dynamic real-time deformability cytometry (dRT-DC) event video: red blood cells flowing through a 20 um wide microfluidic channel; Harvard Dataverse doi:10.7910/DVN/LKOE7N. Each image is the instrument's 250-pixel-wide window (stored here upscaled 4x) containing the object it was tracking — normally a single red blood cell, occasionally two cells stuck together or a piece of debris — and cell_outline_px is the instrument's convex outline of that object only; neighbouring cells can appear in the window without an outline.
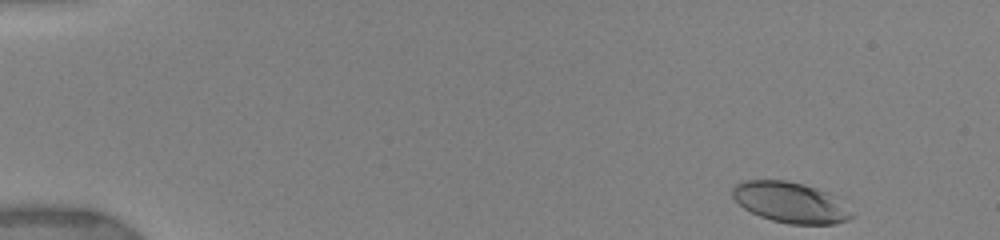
{"species": "human", "species_latin": "Homo sapiens", "temperature_condition": "warm", "stored_images_in_passage": 13, "camera_frame_rate_fps": 3000, "um_per_image_px": 0.085, "donor": {"sex": "female"}, "frame": {"image": 1, "passage_image": 1, "time_ms": 0.0, "image_size_px": [1000, 240], "cell_outline_px": [[856, 216], [848, 220], [836, 224], [788, 224], [772, 220], [760, 216], [744, 208], [732, 196], [732, 188], [736, 184], [744, 180], [784, 180], [804, 184], [828, 192], [856, 212]], "centroid_in_image_um": [67.24, 17.21], "position_along_channel_um": 17.8, "area_um2": 28.44}}
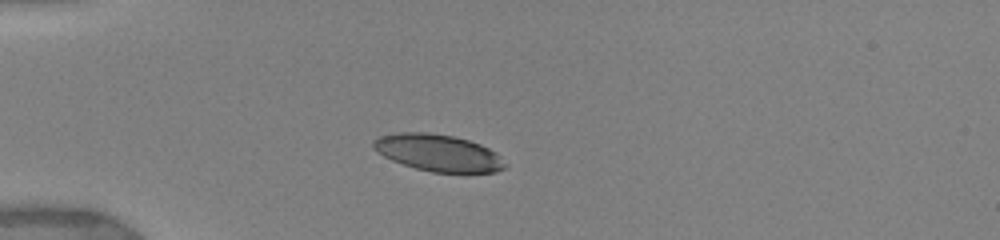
{"frame": {"image": 2, "passage_image": 4, "time_ms": 3.333, "image_size_px": [1000, 240], "cell_outline_px": [[508, 164], [504, 168], [496, 172], [432, 172], [416, 168], [392, 160], [376, 152], [372, 148], [372, 140], [380, 136], [400, 132], [428, 132], [452, 136], [468, 140], [480, 144], [496, 152]], "centroid_in_image_um": [37.24, 12.98], "position_along_channel_um": 47.8, "area_um2": 28.26}}